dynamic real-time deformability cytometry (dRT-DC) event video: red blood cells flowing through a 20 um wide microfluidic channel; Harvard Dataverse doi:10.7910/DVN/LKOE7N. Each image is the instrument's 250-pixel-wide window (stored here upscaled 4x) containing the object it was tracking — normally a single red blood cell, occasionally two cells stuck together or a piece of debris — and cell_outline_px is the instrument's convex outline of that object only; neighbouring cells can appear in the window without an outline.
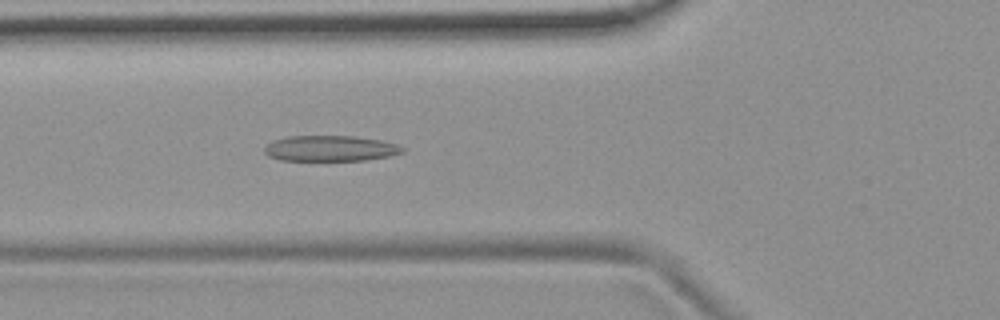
{"species": "common noctule bat (a hibernating species)", "species_latin": "Nyctalus noctula", "temperature_condition": "room temperature", "stored_images_in_passage": 53, "camera_frame_rate_fps": 3000, "um_per_image_px": 0.085, "animal": {"sex": "female", "body_mass_g": 19.9}, "frame": {"image": 1, "passage_image": 19, "time_ms": 6.0, "image_size_px": [1000, 320], "cell_outline_px": [[404, 152], [388, 156], [364, 160], [280, 160], [268, 156], [264, 152], [264, 148], [272, 140], [288, 136], [356, 136], [380, 140], [396, 144], [404, 148]], "centroid_in_image_um": [28.05, 12.61], "position_along_channel_um": 97.8, "area_um2": 20.58}}
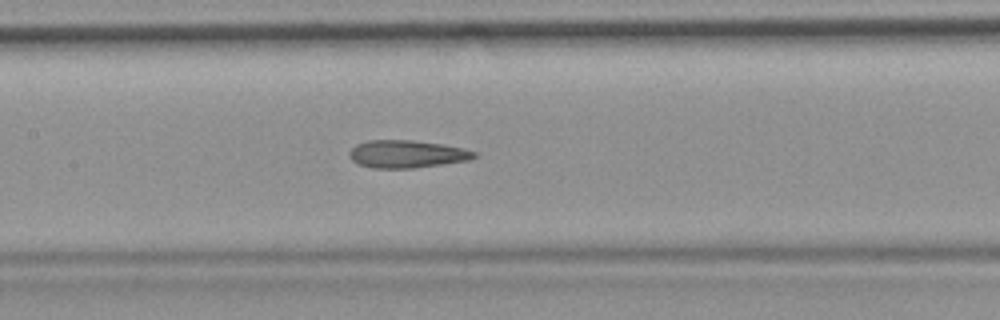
{"frame": {"image": 2, "passage_image": 25, "time_ms": 8.0, "image_size_px": [1000, 320], "cell_outline_px": [[480, 156], [468, 160], [444, 164], [416, 168], [372, 168], [360, 164], [352, 160], [348, 156], [348, 152], [356, 144], [368, 140], [412, 140], [444, 144], [464, 148], [480, 152]], "centroid_in_image_um": [34.64, 13.09], "position_along_channel_um": 172.8, "area_um2": 20.46}}
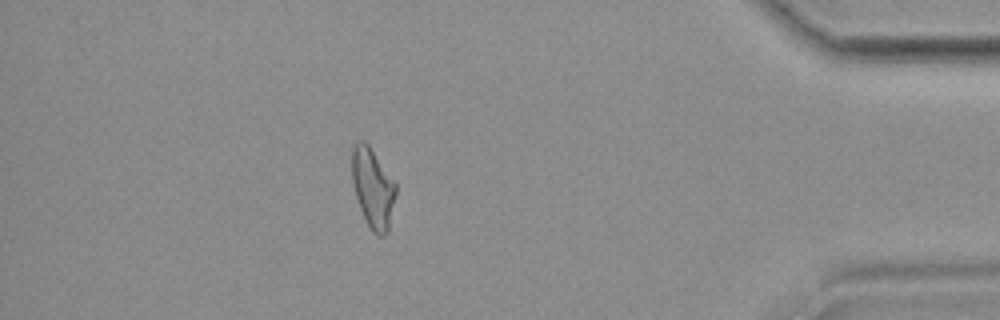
{"frame": {"image": 3, "passage_image": 47, "time_ms": 15.333, "image_size_px": [1000, 320], "cell_outline_px": [[396, 192], [388, 232], [384, 236], [376, 236], [372, 232], [360, 208], [356, 196], [352, 180], [352, 148], [360, 140], [364, 140], [368, 144], [396, 184]], "centroid_in_image_um": [31.69, 16.01], "position_along_channel_um": 403.5, "area_um2": 20.11}, "authors_computed_cell_mechanics": {"area_um2": 20.9814, "velocity_mm_per_s": 3.7381, "shape_relaxation_time_tau1_ms": null, "shape_relaxation_time_tau2_ms": 3.8309, "deformation_change_tau1": null, "deformation_change_tau2": 0.1284}}